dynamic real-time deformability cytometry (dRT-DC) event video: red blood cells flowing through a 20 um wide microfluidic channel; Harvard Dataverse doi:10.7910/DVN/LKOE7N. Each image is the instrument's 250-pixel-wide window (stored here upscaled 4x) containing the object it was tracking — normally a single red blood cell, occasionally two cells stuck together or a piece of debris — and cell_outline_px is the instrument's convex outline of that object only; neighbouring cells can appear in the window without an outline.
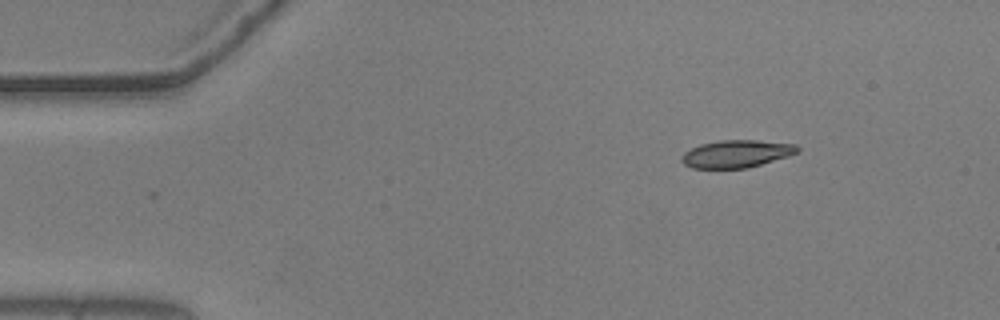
{"species": "common noctule bat (a hibernating species)", "species_latin": "Nyctalus noctula", "temperature_condition": "warm", "stored_images_in_passage": 35, "camera_frame_rate_fps": 3000, "um_per_image_px": 0.085, "animal": {"sex": "male", "body_mass_g": 20.5, "forearm_length_mm": 52.5}, "frame": {"image": 1, "passage_image": 1, "time_ms": 0.0, "image_size_px": [1000, 320], "cell_outline_px": [[800, 152], [788, 156], [748, 168], [692, 168], [684, 164], [680, 160], [680, 156], [684, 152], [700, 144], [720, 140], [756, 140], [796, 144], [800, 148]], "centroid_in_image_um": [62.6, 13.07], "position_along_channel_um": 22.4, "area_um2": 18.67}}
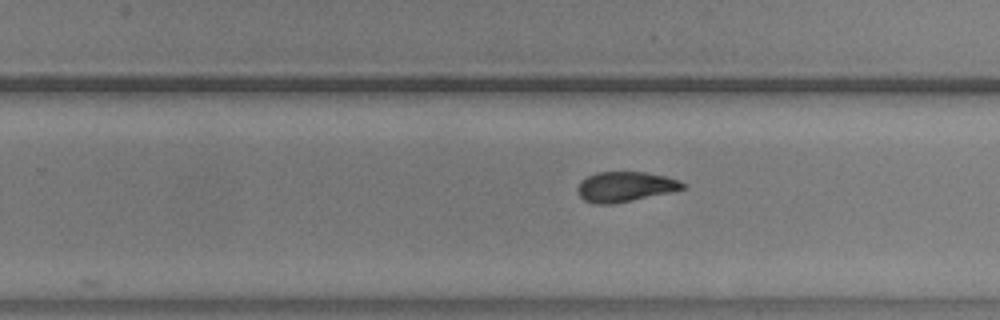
{"frame": {"image": 2, "passage_image": 28, "time_ms": 9.0, "image_size_px": [1000, 320], "cell_outline_px": [[688, 184], [684, 188], [668, 192], [632, 200], [612, 204], [596, 204], [584, 200], [580, 196], [576, 188], [580, 180], [596, 172], [644, 172], [664, 176], [680, 180]], "centroid_in_image_um": [53.11, 15.86], "position_along_channel_um": 276.7, "area_um2": 18.32}}
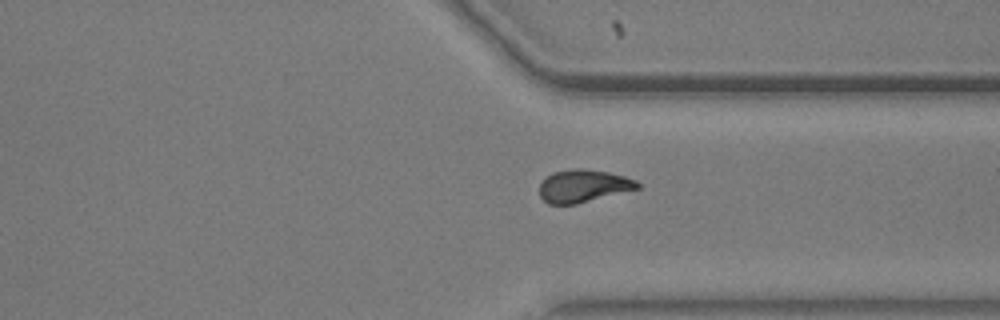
{"frame": {"image": 3, "passage_image": 35, "time_ms": 11.333, "image_size_px": [1000, 320], "cell_outline_px": [[640, 188], [576, 204], [548, 204], [540, 196], [540, 184], [552, 172], [572, 168], [584, 168], [608, 172], [624, 176], [636, 180], [640, 184]], "centroid_in_image_um": [49.59, 15.8], "position_along_channel_um": 361.8, "area_um2": 18.61}}